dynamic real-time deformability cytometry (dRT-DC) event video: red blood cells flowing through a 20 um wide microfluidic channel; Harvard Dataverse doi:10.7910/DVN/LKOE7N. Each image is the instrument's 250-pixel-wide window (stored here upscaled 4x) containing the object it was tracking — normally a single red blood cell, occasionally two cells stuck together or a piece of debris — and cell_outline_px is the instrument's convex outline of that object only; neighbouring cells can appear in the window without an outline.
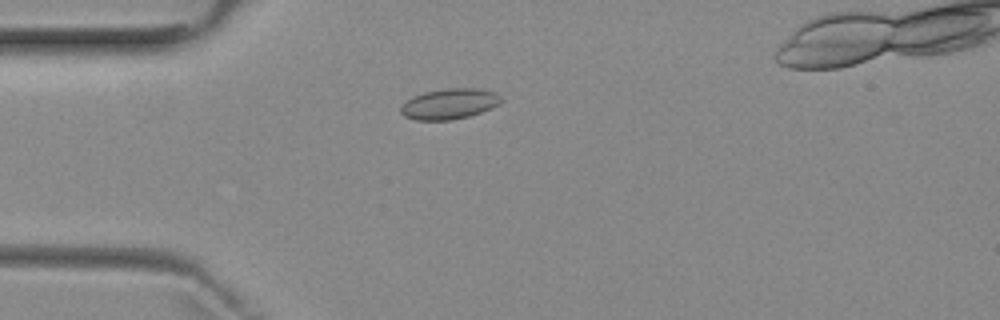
{"species": "common noctule bat (a hibernating species)", "species_latin": "Nyctalus noctula", "temperature_condition": "room temperature", "stored_images_in_passage": 4, "camera_frame_rate_fps": 3000, "um_per_image_px": 0.085, "animal": {"sex": "female", "body_mass_g": 29.2, "forearm_length_mm": 56.3}, "frame": {"image": 1, "passage_image": 3, "time_ms": 3.0, "image_size_px": [1000, 320], "cell_outline_px": [[504, 100], [500, 104], [492, 108], [468, 116], [452, 120], [416, 120], [404, 116], [400, 112], [400, 108], [412, 96], [424, 92], [444, 88], [476, 88], [496, 92]], "centroid_in_image_um": [38.22, 8.82], "position_along_channel_um": 46.8, "area_um2": 17.98}}